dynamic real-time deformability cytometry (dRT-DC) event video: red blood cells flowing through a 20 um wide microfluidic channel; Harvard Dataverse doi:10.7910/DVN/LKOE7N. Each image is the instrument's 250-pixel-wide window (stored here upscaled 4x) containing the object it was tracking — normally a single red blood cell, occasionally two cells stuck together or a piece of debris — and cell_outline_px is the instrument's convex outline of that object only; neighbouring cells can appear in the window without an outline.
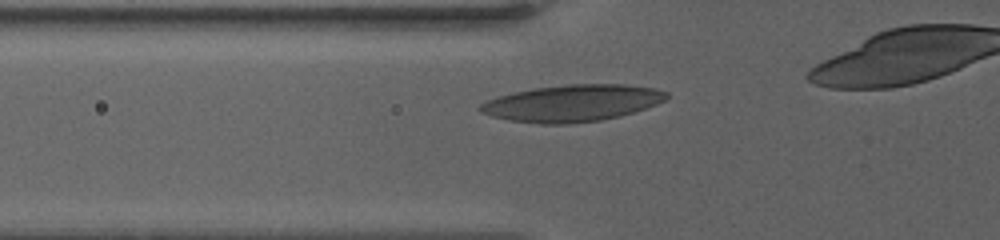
{"species": "human", "species_latin": "Homo sapiens", "temperature_condition": "warm", "stored_images_in_passage": 8, "camera_frame_rate_fps": 3000, "um_per_image_px": 0.085, "donor": {"sex": "female"}, "frame": {"image": 1, "passage_image": 2, "time_ms": 1.0, "image_size_px": [1000, 240], "cell_outline_px": [[668, 96], [664, 100], [656, 104], [620, 116], [600, 120], [568, 124], [540, 124], [508, 120], [492, 116], [480, 112], [476, 108], [480, 104], [496, 96], [512, 92], [532, 88], [564, 84], [628, 84], [656, 88], [668, 92]], "centroid_in_image_um": [48.6, 8.76], "position_along_channel_um": 77.2, "area_um2": 40.17}}
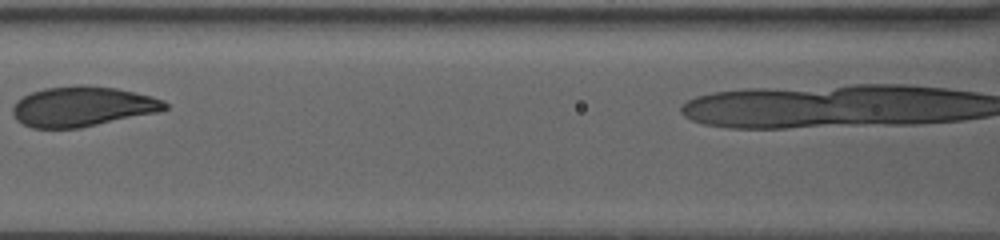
{"frame": {"image": 2, "passage_image": 5, "time_ms": 3.667, "image_size_px": [1000, 240], "cell_outline_px": [[168, 108], [156, 112], [80, 128], [32, 128], [16, 120], [12, 112], [12, 108], [16, 100], [32, 92], [44, 88], [76, 84], [84, 84], [116, 88], [152, 96], [164, 100], [168, 104]], "centroid_in_image_um": [6.98, 9.04], "position_along_channel_um": 159.6, "area_um2": 35.6}}
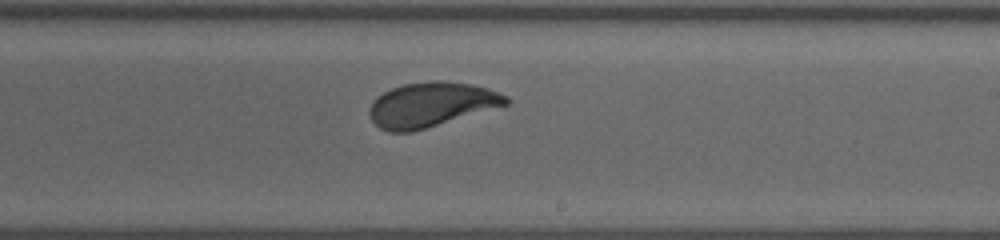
{"frame": {"image": 3, "passage_image": 8, "time_ms": 6.667, "image_size_px": [1000, 240], "cell_outline_px": [[508, 104], [412, 132], [388, 132], [380, 128], [372, 120], [368, 112], [372, 104], [384, 92], [392, 88], [404, 84], [428, 80], [444, 80], [472, 84], [488, 88], [508, 96]], "centroid_in_image_um": [36.65, 8.88], "position_along_channel_um": 252.3, "area_um2": 35.2}}